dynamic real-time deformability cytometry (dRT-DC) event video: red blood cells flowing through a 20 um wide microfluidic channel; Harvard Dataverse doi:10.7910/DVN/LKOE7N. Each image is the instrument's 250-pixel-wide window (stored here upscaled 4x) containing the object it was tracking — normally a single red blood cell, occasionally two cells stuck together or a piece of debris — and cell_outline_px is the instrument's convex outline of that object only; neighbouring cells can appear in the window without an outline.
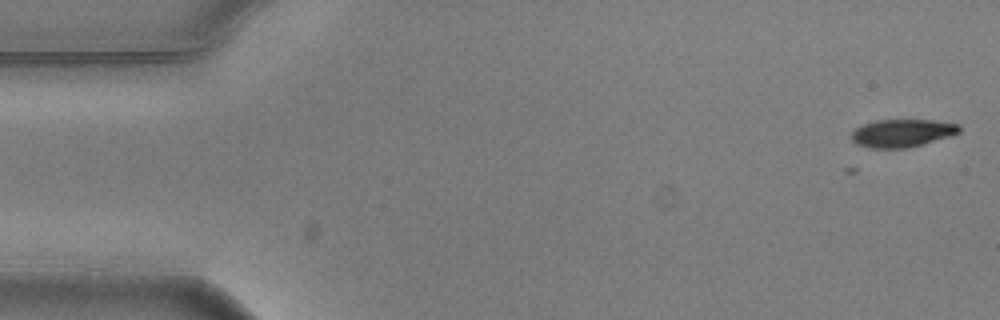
{"species": "common noctule bat (a hibernating species)", "species_latin": "Nyctalus noctula", "temperature_condition": "warm", "stored_images_in_passage": 4, "camera_frame_rate_fps": 3000, "um_per_image_px": 0.085, "animal": {"sex": "male", "body_mass_g": 20.5, "forearm_length_mm": 52.5}, "frame": {"image": 1, "passage_image": 1, "time_ms": 0.0, "image_size_px": [1000, 320], "cell_outline_px": [[960, 132], [952, 136], [908, 148], [868, 148], [856, 144], [852, 140], [852, 132], [856, 128], [864, 124], [876, 120], [936, 120], [960, 124]], "centroid_in_image_um": [76.71, 11.31], "position_along_channel_um": 8.3, "area_um2": 17.63}}
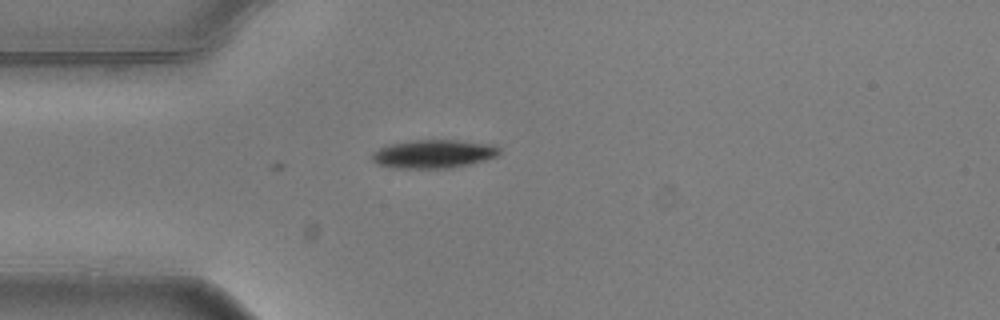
{"frame": {"image": 2, "passage_image": 4, "time_ms": 1.0, "image_size_px": [1000, 320], "cell_outline_px": [[500, 152], [496, 156], [484, 160], [452, 168], [396, 168], [376, 164], [372, 160], [372, 152], [388, 144], [412, 140], [456, 140], [492, 144], [500, 148]], "centroid_in_image_um": [36.83, 13.08], "position_along_channel_um": 48.2, "area_um2": 21.1}}